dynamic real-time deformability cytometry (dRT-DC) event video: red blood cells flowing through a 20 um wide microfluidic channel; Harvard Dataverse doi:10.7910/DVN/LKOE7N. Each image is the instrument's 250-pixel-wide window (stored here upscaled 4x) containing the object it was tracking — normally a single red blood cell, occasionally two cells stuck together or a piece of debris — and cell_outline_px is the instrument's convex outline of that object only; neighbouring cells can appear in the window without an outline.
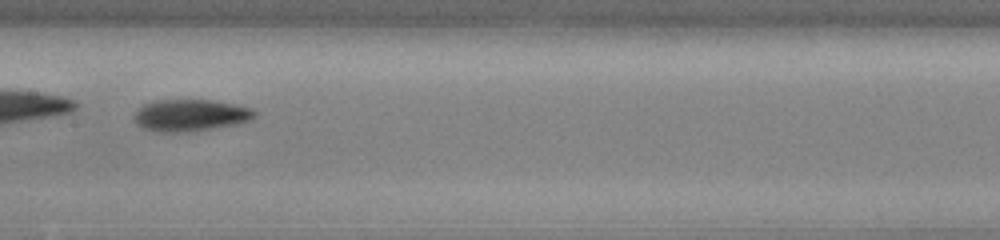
{"species": "common noctule bat (a hibernating species)", "species_latin": "Nyctalus noctula", "temperature_condition": "cold", "stored_images_in_passage": 33, "camera_frame_rate_fps": 3000, "um_per_image_px": 0.085, "animal": {"sex": "male", "body_mass_g": 13.0, "forearm_length_mm": 53.1}, "frame": {"image": 1, "passage_image": 10, "time_ms": 3.0, "image_size_px": [1000, 240], "cell_outline_px": [[256, 116], [252, 120], [236, 124], [188, 132], [156, 132], [144, 128], [136, 124], [132, 116], [144, 104], [156, 100], [212, 100], [236, 104], [252, 108], [256, 112]], "centroid_in_image_um": [16.2, 9.8], "position_along_channel_um": 191.2, "area_um2": 22.48}, "authors_computed_cell_mechanics": {"area_um2": 21.8484, "velocity_mm_per_s": 3.892, "shape_relaxation_time_tau1_ms": 2.642, "shape_relaxation_time_tau2_ms": 4.9019, "deformation_change_tau1": 0.108, "deformation_change_tau2": 0.1061}}